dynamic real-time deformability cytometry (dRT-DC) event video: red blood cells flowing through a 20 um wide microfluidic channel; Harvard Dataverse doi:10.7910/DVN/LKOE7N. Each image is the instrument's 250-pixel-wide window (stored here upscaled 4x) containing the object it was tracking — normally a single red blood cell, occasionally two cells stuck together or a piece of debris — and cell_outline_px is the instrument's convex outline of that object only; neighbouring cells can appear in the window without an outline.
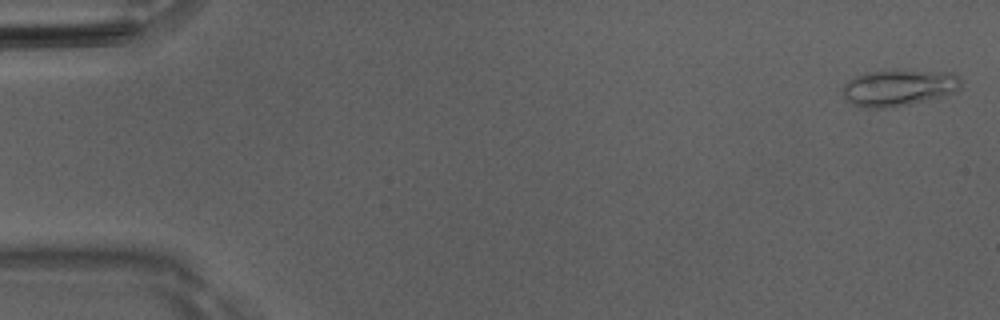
{"species": "Egyptian fruit bat (a non-hibernating species)", "species_latin": "Rousettus aegyptiacus", "temperature_condition": "room temperature", "stored_images_in_passage": 15, "camera_frame_rate_fps": 3000, "um_per_image_px": 0.085, "animal": {"sex": "male"}, "frame": {"image": 1, "passage_image": 1, "time_ms": 0.0, "image_size_px": [1000, 320], "cell_outline_px": [[960, 88], [944, 96], [892, 108], [864, 108], [852, 104], [844, 96], [840, 88], [848, 80], [864, 72], [896, 68], [952, 72], [960, 76]], "centroid_in_image_um": [76.37, 7.42], "position_along_channel_um": 8.6, "area_um2": 26.01}}